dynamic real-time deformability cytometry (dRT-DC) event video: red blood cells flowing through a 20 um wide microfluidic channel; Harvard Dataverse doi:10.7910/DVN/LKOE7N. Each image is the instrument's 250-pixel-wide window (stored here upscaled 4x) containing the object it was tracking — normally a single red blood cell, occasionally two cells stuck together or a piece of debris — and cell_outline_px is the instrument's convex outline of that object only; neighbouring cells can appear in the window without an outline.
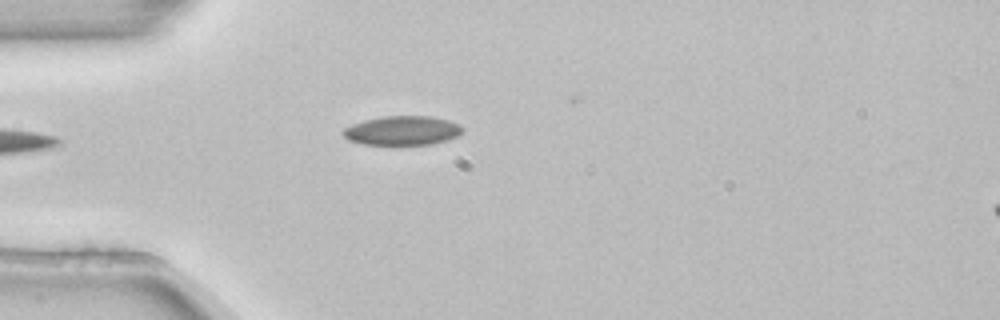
{"species": "common noctule bat (a hibernating species)", "species_latin": "Nyctalus noctula", "temperature_condition": "room temperature", "stored_images_in_passage": 5, "segment_of_instrument_passage": [1, 2], "camera_frame_rate_fps": 3000, "um_per_image_px": 0.085, "animal": {"sex": "female", "body_mass_g": 22.7, "forearm_length_mm": 54.2}, "frame": {"image": 1, "passage_image": 3, "time_ms": 0.667, "image_size_px": [1000, 320], "cell_outline_px": [[464, 132], [460, 136], [448, 140], [432, 144], [364, 144], [348, 140], [340, 132], [344, 128], [352, 124], [364, 120], [384, 116], [428, 116], [448, 120], [460, 124], [464, 128]], "centroid_in_image_um": [34.24, 11.09], "position_along_channel_um": 50.8, "area_um2": 20.46}}